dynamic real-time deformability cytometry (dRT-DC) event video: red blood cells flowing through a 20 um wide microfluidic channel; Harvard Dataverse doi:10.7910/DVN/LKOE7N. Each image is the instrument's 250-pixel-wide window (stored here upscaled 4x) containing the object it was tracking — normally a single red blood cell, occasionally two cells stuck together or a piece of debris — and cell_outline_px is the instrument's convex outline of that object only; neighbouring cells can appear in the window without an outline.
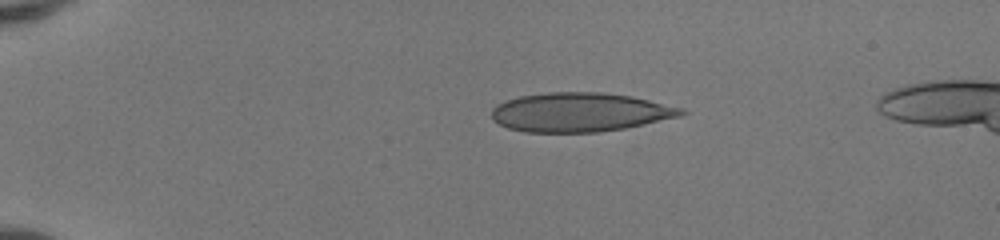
{"species": "human", "species_latin": "Homo sapiens", "temperature_condition": "room temperature", "stored_images_in_passage": 40, "camera_frame_rate_fps": 3000, "um_per_image_px": 0.085, "donor": {"sex": "female"}, "frame": {"image": 1, "passage_image": 1, "time_ms": 0.0, "image_size_px": [1000, 240], "cell_outline_px": [[688, 112], [680, 116], [624, 128], [596, 132], [524, 132], [508, 128], [492, 120], [492, 108], [504, 100], [520, 96], [548, 92], [604, 92], [632, 96], [684, 108]], "centroid_in_image_um": [49.28, 9.53], "position_along_channel_um": 35.7, "area_um2": 43.18}}
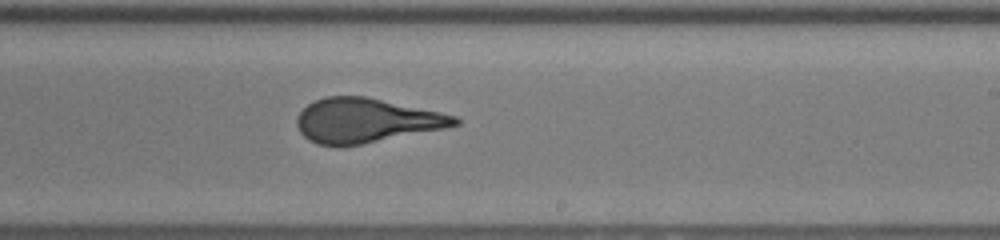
{"frame": {"image": 2, "passage_image": 22, "time_ms": 7.0, "image_size_px": [1000, 240], "cell_outline_px": [[460, 124], [444, 128], [340, 148], [336, 148], [316, 144], [308, 140], [300, 132], [296, 124], [296, 116], [308, 104], [324, 96], [364, 96], [440, 112], [456, 116], [460, 120]], "centroid_in_image_um": [31.04, 10.26], "position_along_channel_um": 258.0, "area_um2": 40.86}}
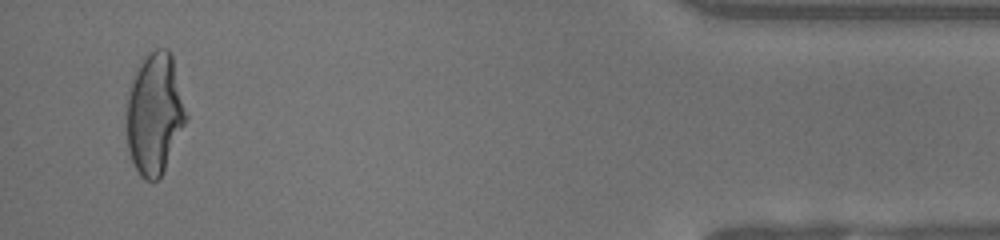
{"frame": {"image": 3, "passage_image": 38, "time_ms": 12.333, "image_size_px": [1000, 240], "cell_outline_px": [[188, 116], [164, 168], [160, 176], [156, 180], [144, 180], [140, 176], [132, 160], [128, 148], [128, 92], [132, 80], [144, 56], [148, 52], [156, 48], [168, 48], [172, 52]], "centroid_in_image_um": [13.16, 9.6], "position_along_channel_um": 422.0, "area_um2": 41.5}, "authors_computed_cell_mechanics": {"area_um2": 41.5582, "velocity_mm_per_s": 4.2023, "shape_relaxation_time_tau1_ms": 7.628, "shape_relaxation_time_tau2_ms": null, "deformation_change_tau1": 0.3045, "deformation_change_tau2": null}}